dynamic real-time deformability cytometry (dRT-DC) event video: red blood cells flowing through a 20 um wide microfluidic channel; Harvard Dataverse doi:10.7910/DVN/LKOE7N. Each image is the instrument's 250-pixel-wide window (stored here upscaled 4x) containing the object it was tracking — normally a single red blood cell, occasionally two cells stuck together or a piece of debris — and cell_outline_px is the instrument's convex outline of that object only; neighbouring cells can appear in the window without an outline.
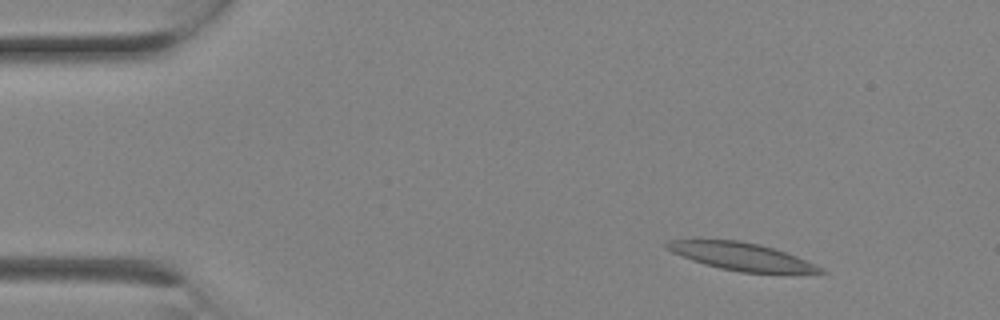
{"species": "Egyptian fruit bat (a non-hibernating species)", "species_latin": "Rousettus aegyptiacus", "temperature_condition": "room temperature", "stored_images_in_passage": 5, "camera_frame_rate_fps": 3000, "um_per_image_px": 0.085, "animal": {"sex": "female"}, "frame": {"image": 1, "passage_image": 5, "time_ms": 1.333, "image_size_px": [1000, 320], "cell_outline_px": [[828, 272], [740, 272], [720, 268], [704, 264], [692, 260], [672, 252], [664, 244], [668, 240], [740, 240], [772, 248], [796, 256], [824, 268]], "centroid_in_image_um": [62.98, 21.79], "position_along_channel_um": 22.0, "area_um2": 23.99}}